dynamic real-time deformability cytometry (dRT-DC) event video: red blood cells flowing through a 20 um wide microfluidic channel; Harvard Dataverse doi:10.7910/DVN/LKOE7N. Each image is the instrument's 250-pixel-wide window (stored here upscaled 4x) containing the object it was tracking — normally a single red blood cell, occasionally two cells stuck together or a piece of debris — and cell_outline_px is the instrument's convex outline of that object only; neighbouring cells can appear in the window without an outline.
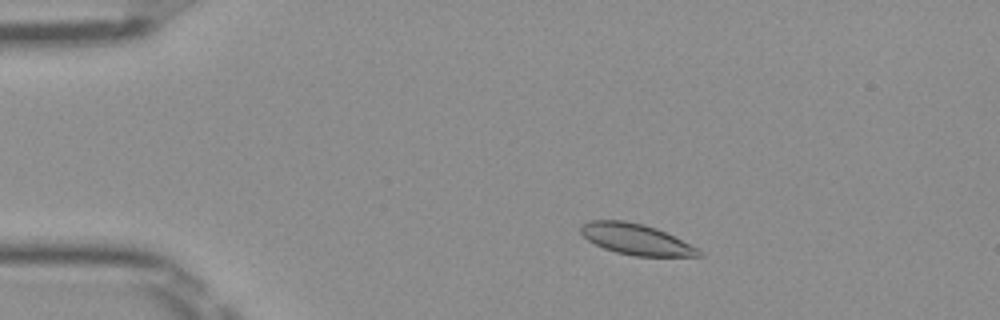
{"species": "Egyptian fruit bat (a non-hibernating species)", "species_latin": "Rousettus aegyptiacus", "temperature_condition": "room temperature", "stored_images_in_passage": 50, "camera_frame_rate_fps": 3000, "um_per_image_px": 0.085, "frame": {"image": 1, "passage_image": 8, "time_ms": 2.333, "image_size_px": [1000, 320], "cell_outline_px": [[704, 256], [632, 256], [616, 252], [604, 248], [588, 240], [580, 232], [580, 224], [588, 220], [624, 220], [644, 224], [656, 228], [704, 252]], "centroid_in_image_um": [54.01, 20.33], "position_along_channel_um": 31.0, "area_um2": 21.1}}
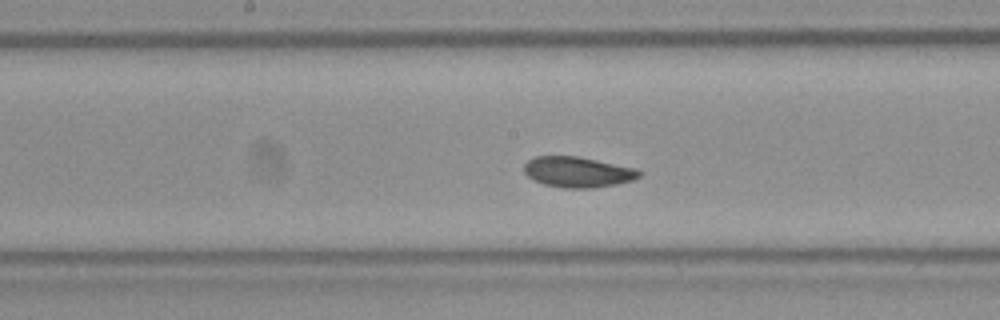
{"frame": {"image": 2, "passage_image": 25, "time_ms": 8.0, "image_size_px": [1000, 320], "cell_outline_px": [[640, 176], [632, 180], [616, 184], [592, 188], [564, 188], [544, 184], [528, 176], [524, 172], [524, 164], [528, 160], [536, 156], [576, 156], [636, 168], [640, 172]], "centroid_in_image_um": [49.09, 14.62], "position_along_channel_um": 199.1, "area_um2": 20.29}}
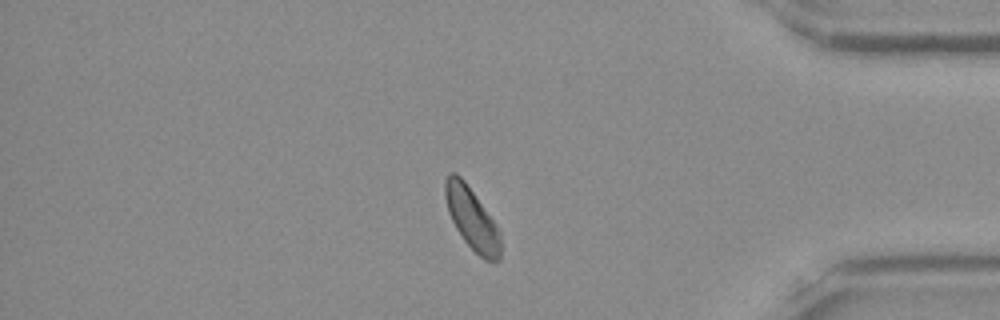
{"frame": {"image": 3, "passage_image": 42, "time_ms": 13.667, "image_size_px": [1000, 320], "cell_outline_px": [[500, 260], [484, 260], [464, 240], [456, 228], [448, 212], [444, 196], [444, 180], [448, 172], [456, 172], [464, 180], [496, 224], [500, 232]], "centroid_in_image_um": [40.08, 18.54], "position_along_channel_um": 395.1, "area_um2": 19.83}, "authors_computed_cell_mechanics": {"area_um2": 20.519, "velocity_mm_per_s": 3.9541, "shape_relaxation_time_tau1_ms": 6.9153, "shape_relaxation_time_tau2_ms": null, "deformation_change_tau1": 0.1393, "deformation_change_tau2": null}}